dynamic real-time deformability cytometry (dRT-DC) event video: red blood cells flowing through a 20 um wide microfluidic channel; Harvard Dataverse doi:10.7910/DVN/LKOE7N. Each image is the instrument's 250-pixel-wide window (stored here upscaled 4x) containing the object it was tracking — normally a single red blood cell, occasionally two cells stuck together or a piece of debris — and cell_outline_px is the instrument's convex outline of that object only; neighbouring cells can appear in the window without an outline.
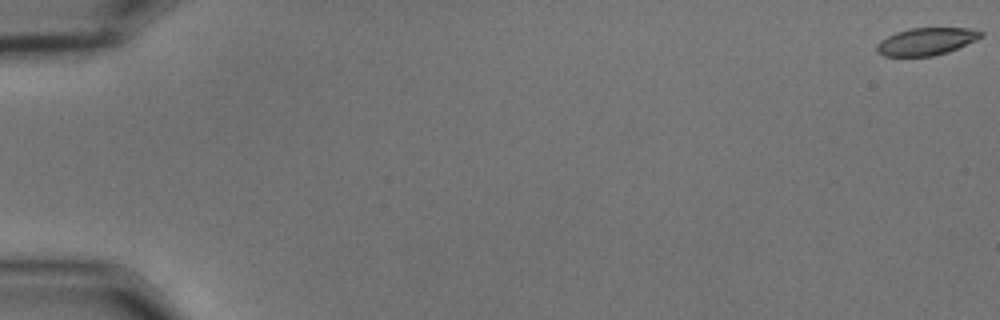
{"species": "common noctule bat (a hibernating species)", "species_latin": "Nyctalus noctula", "temperature_condition": "cold", "stored_images_in_passage": 57, "camera_frame_rate_fps": 3000, "um_per_image_px": 0.085, "animal": {"sex": "male", "body_mass_g": 15.6}, "frame": {"image": 1, "passage_image": 1, "time_ms": 0.0, "image_size_px": [1000, 320], "cell_outline_px": [[984, 36], [976, 40], [948, 52], [932, 56], [884, 56], [876, 52], [876, 44], [880, 40], [896, 32], [912, 28], [968, 28], [984, 32]], "centroid_in_image_um": [78.73, 3.52], "position_along_channel_um": 6.3, "area_um2": 16.65}}
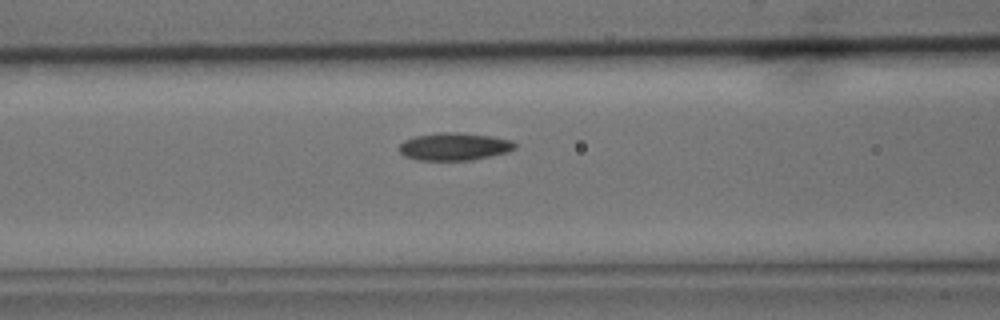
{"frame": {"image": 2, "passage_image": 25, "time_ms": 8.0, "image_size_px": [1000, 320], "cell_outline_px": [[516, 148], [508, 152], [472, 160], [420, 160], [404, 156], [400, 152], [400, 144], [404, 140], [416, 136], [440, 132], [460, 132], [492, 136], [512, 140], [516, 144]], "centroid_in_image_um": [38.64, 12.45], "position_along_channel_um": 128.0, "area_um2": 18.67}}
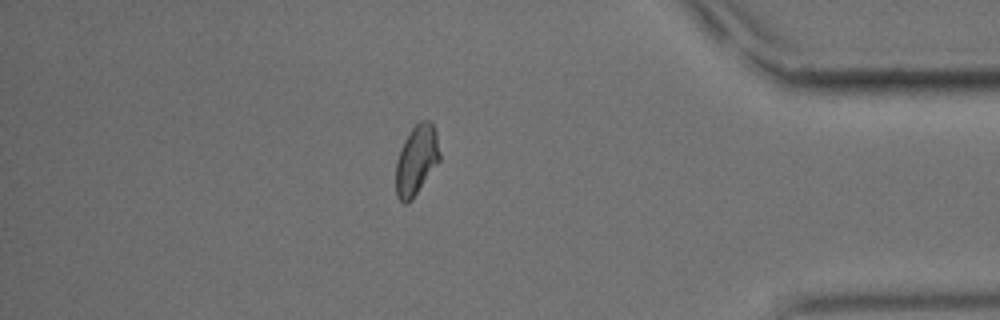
{"frame": {"image": 3, "passage_image": 50, "time_ms": 16.333, "image_size_px": [1000, 320], "cell_outline_px": [[440, 160], [412, 200], [408, 204], [404, 204], [396, 196], [396, 160], [400, 148], [404, 140], [412, 128], [420, 120], [432, 120], [436, 132], [440, 152]], "centroid_in_image_um": [35.4, 13.6], "position_along_channel_um": 399.8, "area_um2": 18.03}, "authors_computed_cell_mechanics": {"area_um2": 18.0336, "velocity_mm_per_s": 3.6147, "shape_relaxation_time_tau1_ms": 4.3668, "shape_relaxation_time_tau2_ms": 3.4827, "deformation_change_tau1": 0.127, "deformation_change_tau2": 0.0695}}